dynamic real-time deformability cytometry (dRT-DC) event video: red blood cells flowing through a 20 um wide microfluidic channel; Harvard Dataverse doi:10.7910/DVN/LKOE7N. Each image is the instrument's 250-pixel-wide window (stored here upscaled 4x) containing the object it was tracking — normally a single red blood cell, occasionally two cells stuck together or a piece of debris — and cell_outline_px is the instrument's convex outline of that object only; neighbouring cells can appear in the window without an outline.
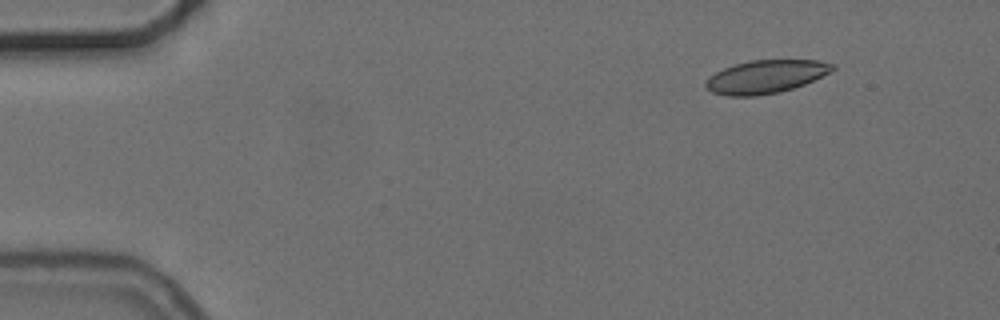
{"species": "common noctule bat (a hibernating species)", "species_latin": "Nyctalus noctula", "temperature_condition": "cold", "stored_images_in_passage": 2, "camera_frame_rate_fps": 3000, "um_per_image_px": 0.085, "animal": {"sex": "female", "body_mass_g": 24.6, "forearm_length_mm": 56.2}, "frame": {"image": 1, "passage_image": 2, "time_ms": 1.333, "image_size_px": [1000, 320], "cell_outline_px": [[836, 68], [804, 84], [780, 92], [756, 96], [728, 96], [712, 92], [704, 88], [704, 80], [708, 76], [724, 68], [748, 60], [816, 60], [836, 64]], "centroid_in_image_um": [65.03, 6.52], "position_along_channel_um": 20.0, "area_um2": 24.51}}